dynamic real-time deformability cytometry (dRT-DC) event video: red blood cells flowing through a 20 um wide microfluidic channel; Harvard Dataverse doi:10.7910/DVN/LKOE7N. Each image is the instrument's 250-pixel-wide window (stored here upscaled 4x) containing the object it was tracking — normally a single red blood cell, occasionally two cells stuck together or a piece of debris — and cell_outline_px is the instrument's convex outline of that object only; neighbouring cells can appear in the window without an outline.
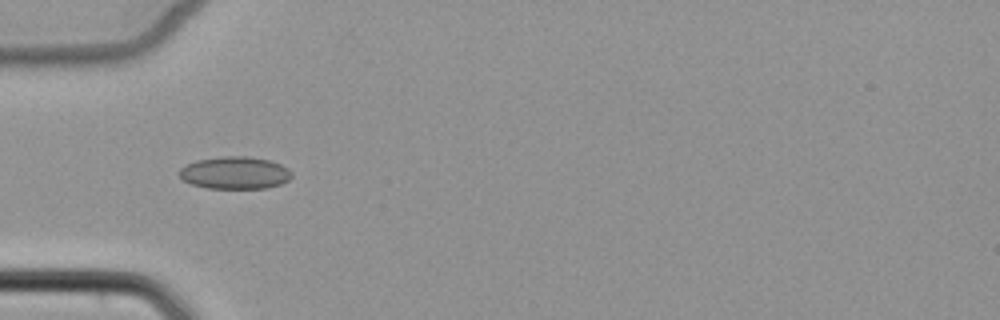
{"species": "common noctule bat (a hibernating species)", "species_latin": "Nyctalus noctula", "temperature_condition": "cold", "stored_images_in_passage": 6, "camera_frame_rate_fps": 3000, "um_per_image_px": 0.085, "animal": {"sex": "female", "body_mass_g": 22.7, "forearm_length_mm": 54.2}, "frame": {"image": 1, "passage_image": 5, "time_ms": 5.667, "image_size_px": [1000, 320], "cell_outline_px": [[292, 176], [288, 180], [280, 184], [268, 188], [208, 188], [192, 184], [184, 180], [180, 176], [180, 168], [184, 164], [196, 160], [224, 156], [248, 156], [268, 160], [280, 164], [288, 168], [292, 172]], "centroid_in_image_um": [19.97, 14.68], "position_along_channel_um": 65.0, "area_um2": 21.21}}
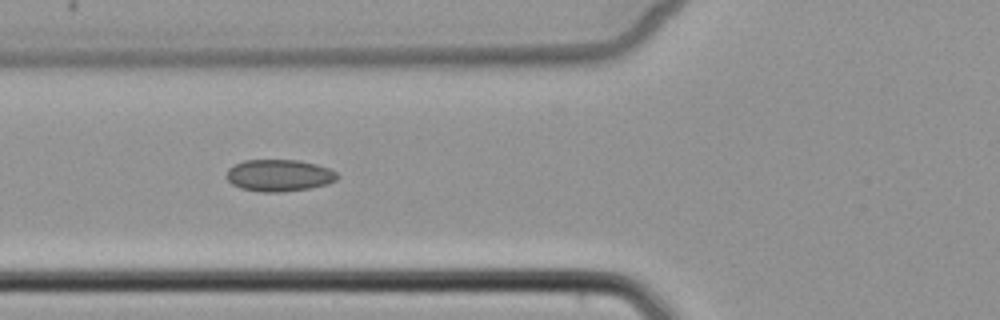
{"frame": {"image": 2, "passage_image": 6, "time_ms": 6.667, "image_size_px": [1000, 320], "cell_outline_px": [[340, 176], [336, 180], [328, 184], [312, 188], [280, 192], [260, 192], [240, 188], [232, 184], [224, 176], [228, 168], [244, 160], [296, 160], [316, 164], [328, 168], [336, 172]], "centroid_in_image_um": [23.71, 14.92], "position_along_channel_um": 102.1, "area_um2": 20.75}}